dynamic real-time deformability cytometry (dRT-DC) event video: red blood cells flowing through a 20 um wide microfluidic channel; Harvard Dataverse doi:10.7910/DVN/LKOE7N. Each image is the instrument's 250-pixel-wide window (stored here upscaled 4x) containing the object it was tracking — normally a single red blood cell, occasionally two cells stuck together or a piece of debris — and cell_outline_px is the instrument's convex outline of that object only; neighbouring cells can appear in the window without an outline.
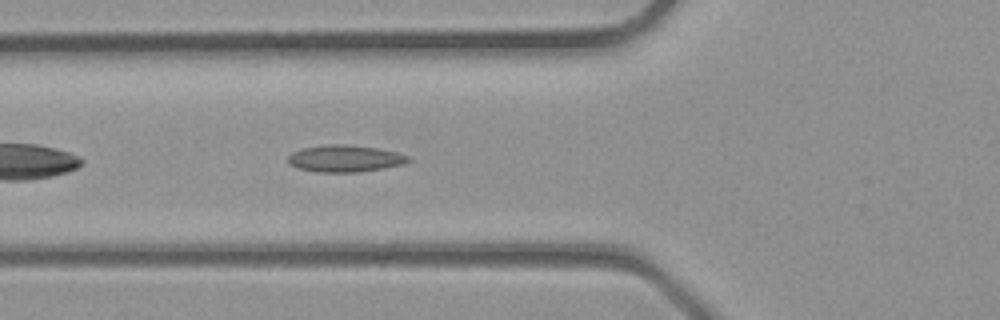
{"species": "common noctule bat (a hibernating species)", "species_latin": "Nyctalus noctula", "temperature_condition": "room temperature", "stored_images_in_passage": 24, "camera_frame_rate_fps": 3000, "um_per_image_px": 0.085, "animal": {"sex": "male", "body_mass_g": 23.1, "forearm_length_mm": 52.7}, "frame": {"image": 1, "passage_image": 4, "time_ms": 1.0, "image_size_px": [1000, 320], "cell_outline_px": [[412, 160], [404, 164], [384, 168], [360, 172], [316, 172], [296, 168], [288, 164], [288, 156], [292, 152], [300, 148], [328, 144], [340, 144], [376, 148], [396, 152], [408, 156]], "centroid_in_image_um": [29.28, 13.48], "position_along_channel_um": 96.5, "area_um2": 18.96}}
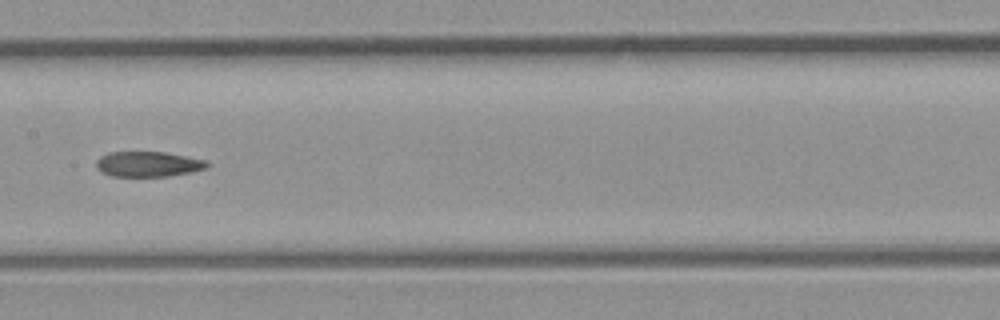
{"frame": {"image": 2, "passage_image": 9, "time_ms": 2.667, "image_size_px": [1000, 320], "cell_outline_px": [[212, 164], [208, 168], [192, 172], [168, 176], [112, 176], [96, 168], [96, 160], [100, 156], [108, 152], [164, 152], [204, 160]], "centroid_in_image_um": [12.61, 13.95], "position_along_channel_um": 194.8, "area_um2": 16.3}}
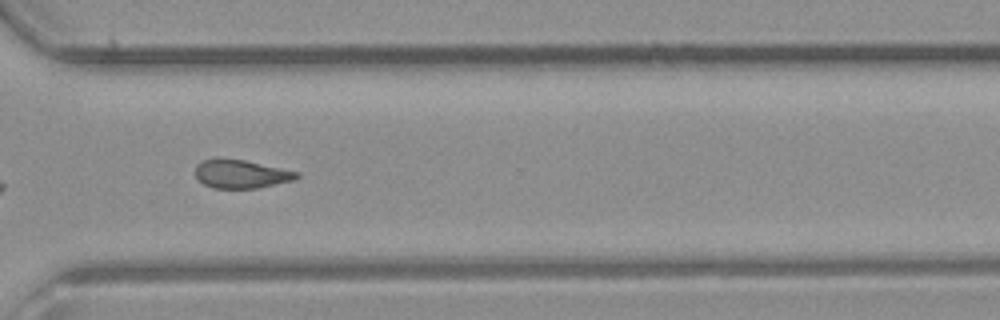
{"frame": {"image": 3, "passage_image": 17, "time_ms": 5.333, "image_size_px": [1000, 320], "cell_outline_px": [[300, 176], [296, 180], [256, 188], [212, 188], [204, 184], [196, 176], [196, 164], [204, 160], [244, 160], [300, 172]], "centroid_in_image_um": [20.55, 14.81], "position_along_channel_um": 350.0, "area_um2": 16.47}}